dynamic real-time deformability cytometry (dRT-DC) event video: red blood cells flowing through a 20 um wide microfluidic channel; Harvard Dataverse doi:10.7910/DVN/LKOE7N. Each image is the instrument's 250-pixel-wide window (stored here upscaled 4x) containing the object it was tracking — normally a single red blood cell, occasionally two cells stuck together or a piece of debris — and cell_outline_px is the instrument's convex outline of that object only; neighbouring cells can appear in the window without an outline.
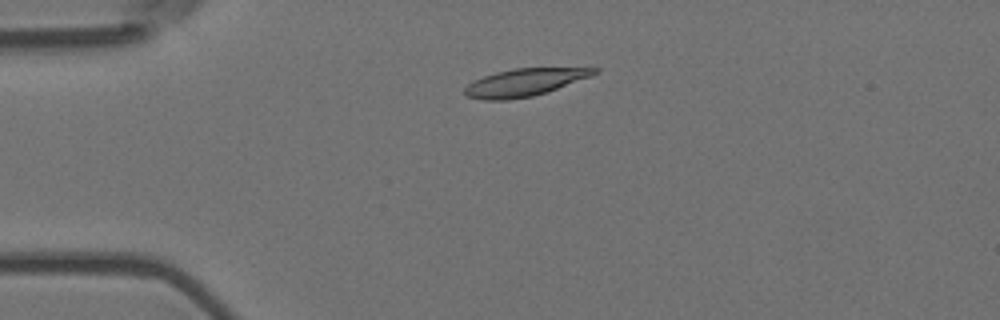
{"species": "Egyptian fruit bat (a non-hibernating species)", "species_latin": "Rousettus aegyptiacus", "temperature_condition": "room temperature", "stored_images_in_passage": 4, "camera_frame_rate_fps": 3000, "um_per_image_px": 0.085, "animal": {"sex": "female"}, "frame": {"image": 1, "passage_image": 2, "time_ms": 0.333, "image_size_px": [1000, 320], "cell_outline_px": [[600, 72], [592, 76], [548, 92], [532, 96], [508, 100], [484, 100], [468, 96], [464, 92], [464, 88], [472, 80], [496, 72], [512, 68], [600, 68]], "centroid_in_image_um": [44.61, 7.0], "position_along_channel_um": 40.4, "area_um2": 20.87}}
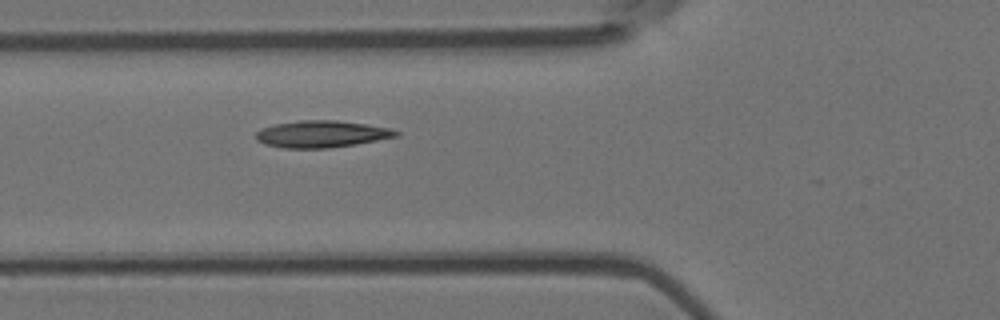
{"frame": {"image": 2, "passage_image": 4, "time_ms": 1.0, "image_size_px": [1000, 320], "cell_outline_px": [[400, 136], [356, 144], [328, 148], [284, 148], [264, 144], [256, 140], [256, 132], [260, 128], [276, 124], [300, 120], [336, 120], [364, 124], [388, 128], [400, 132]], "centroid_in_image_um": [27.31, 11.4], "position_along_channel_um": 98.5, "area_um2": 21.91}}